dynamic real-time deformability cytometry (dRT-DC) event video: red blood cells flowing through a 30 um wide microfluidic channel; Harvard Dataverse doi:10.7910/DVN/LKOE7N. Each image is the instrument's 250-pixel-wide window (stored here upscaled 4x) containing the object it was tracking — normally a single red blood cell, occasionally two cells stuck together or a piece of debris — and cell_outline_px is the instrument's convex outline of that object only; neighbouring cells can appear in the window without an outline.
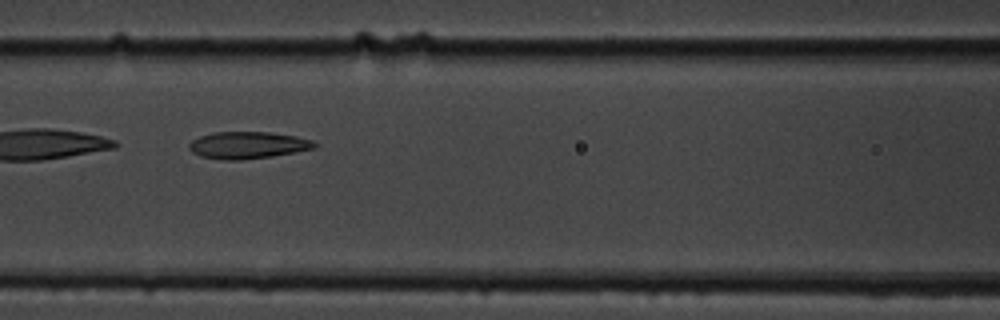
{"species": "common noctule bat (a hibernating species)", "species_latin": "Nyctalus noctula", "temperature_condition": "cold", "stored_images_in_passage": 4, "camera_frame_rate_fps": 3000, "um_per_image_px": 0.085, "animal": {"sex": "male", "body_mass_g": 19.5, "forearm_length_mm": 54.6}, "frame": {"image": 1, "passage_image": 3, "time_ms": 2.333, "image_size_px": [1000, 320], "cell_outline_px": [[320, 144], [316, 148], [272, 156], [240, 160], [224, 160], [200, 156], [192, 152], [188, 148], [188, 144], [192, 140], [200, 136], [212, 132], [268, 132], [296, 136], [312, 140]], "centroid_in_image_um": [21.06, 12.33], "position_along_channel_um": 145.5, "area_um2": 19.83}}